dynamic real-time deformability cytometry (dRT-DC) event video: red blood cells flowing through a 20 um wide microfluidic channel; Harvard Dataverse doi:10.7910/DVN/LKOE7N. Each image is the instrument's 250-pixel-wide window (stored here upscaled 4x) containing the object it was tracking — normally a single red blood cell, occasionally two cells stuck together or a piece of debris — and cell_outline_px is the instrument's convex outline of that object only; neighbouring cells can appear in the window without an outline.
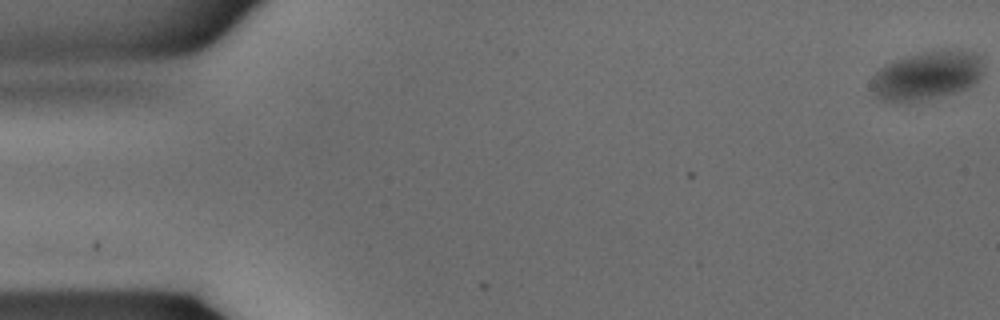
{"species": "common noctule bat (a hibernating species)", "species_latin": "Nyctalus noctula", "temperature_condition": "warm", "stored_images_in_passage": 4, "camera_frame_rate_fps": 3000, "um_per_image_px": 0.085, "animal": {"sex": "male", "body_mass_g": 15.6}, "frame": {"image": 1, "passage_image": 1, "time_ms": 0.0, "image_size_px": [1000, 320], "cell_outline_px": [[984, 72], [968, 88], [956, 92], [928, 100], [900, 104], [880, 100], [872, 92], [872, 76], [884, 64], [908, 56], [924, 52], [944, 48], [948, 48], [976, 52], [984, 60]], "centroid_in_image_um": [78.8, 6.43], "position_along_channel_um": 6.2, "area_um2": 32.71}}